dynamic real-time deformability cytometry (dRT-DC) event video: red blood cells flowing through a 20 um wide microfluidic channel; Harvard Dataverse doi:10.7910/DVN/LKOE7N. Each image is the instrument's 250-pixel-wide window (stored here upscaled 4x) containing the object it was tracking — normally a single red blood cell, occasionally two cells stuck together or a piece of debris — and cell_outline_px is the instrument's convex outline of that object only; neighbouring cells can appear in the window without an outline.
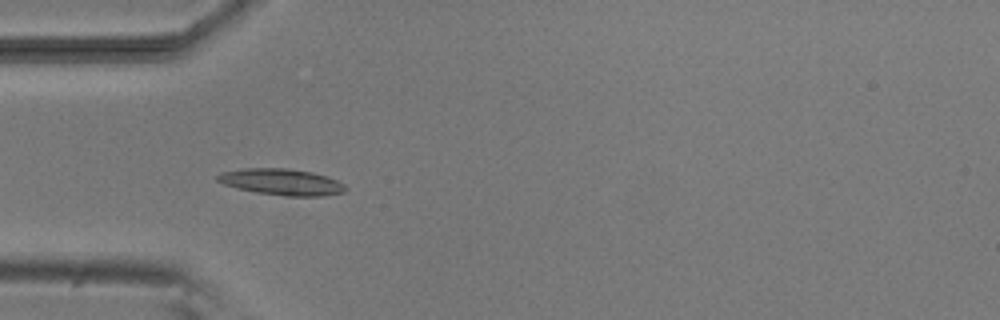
{"species": "common noctule bat (a hibernating species)", "species_latin": "Nyctalus noctula", "temperature_condition": "room temperature", "stored_images_in_passage": 6, "camera_frame_rate_fps": 3000, "um_per_image_px": 0.085, "animal": {"sex": "male", "body_mass_g": 20.5, "forearm_length_mm": 52.5}, "frame": {"image": 1, "passage_image": 5, "time_ms": 4.667, "image_size_px": [1000, 320], "cell_outline_px": [[348, 188], [344, 192], [324, 196], [284, 196], [256, 192], [224, 184], [216, 180], [216, 176], [220, 172], [244, 168], [288, 168], [312, 172], [328, 176], [344, 184]], "centroid_in_image_um": [23.96, 15.46], "position_along_channel_um": 61.0, "area_um2": 19.71}}
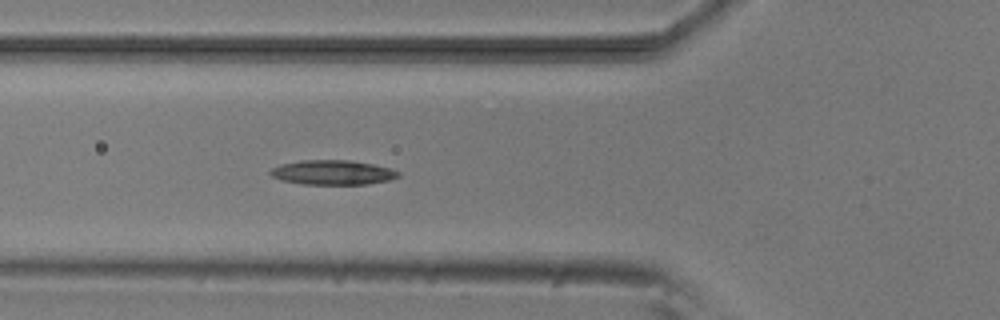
{"frame": {"image": 2, "passage_image": 6, "time_ms": 5.667, "image_size_px": [1000, 320], "cell_outline_px": [[400, 176], [388, 180], [368, 184], [304, 184], [280, 180], [272, 176], [268, 172], [272, 168], [280, 164], [300, 160], [348, 160], [372, 164], [392, 168], [400, 172]], "centroid_in_image_um": [28.27, 14.65], "position_along_channel_um": 97.5, "area_um2": 18.38}}